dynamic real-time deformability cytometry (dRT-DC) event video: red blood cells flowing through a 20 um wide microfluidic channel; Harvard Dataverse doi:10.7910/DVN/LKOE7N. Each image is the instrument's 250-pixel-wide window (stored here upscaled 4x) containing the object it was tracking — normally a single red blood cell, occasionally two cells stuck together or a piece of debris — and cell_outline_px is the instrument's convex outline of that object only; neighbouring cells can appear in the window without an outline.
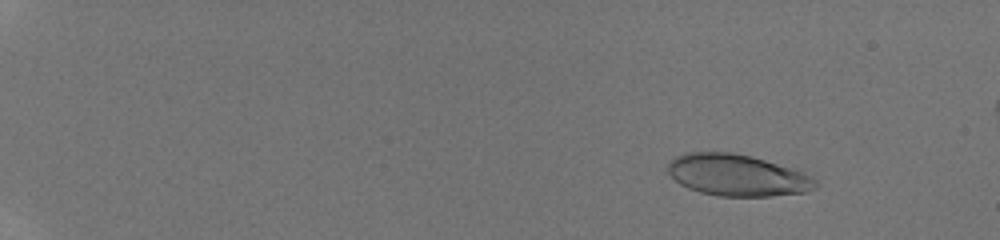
{"species": "human", "species_latin": "Homo sapiens", "temperature_condition": "room temperature", "stored_images_in_passage": 42, "camera_frame_rate_fps": 3000, "um_per_image_px": 0.085, "donor": {"sex": "male"}, "frame": {"image": 1, "passage_image": 1, "time_ms": 0.0, "image_size_px": [1000, 240], "cell_outline_px": [[820, 184], [816, 188], [804, 192], [772, 196], [720, 196], [700, 192], [688, 188], [680, 184], [668, 172], [668, 164], [676, 156], [684, 152], [732, 152], [752, 156], [804, 168]], "centroid_in_image_um": [62.79, 14.87], "position_along_channel_um": 22.2, "area_um2": 36.7}}
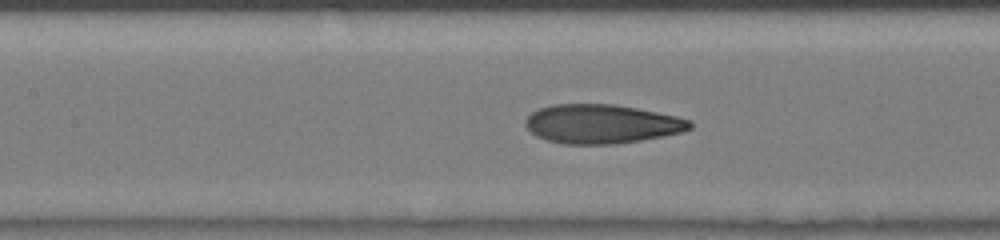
{"frame": {"image": 2, "passage_image": 20, "time_ms": 6.333, "image_size_px": [1000, 240], "cell_outline_px": [[692, 128], [684, 132], [640, 140], [616, 144], [564, 144], [548, 140], [536, 136], [524, 124], [524, 120], [532, 112], [540, 108], [552, 104], [612, 104], [636, 108], [676, 116], [692, 120]], "centroid_in_image_um": [51.15, 10.53], "position_along_channel_um": 156.3, "area_um2": 37.4}}
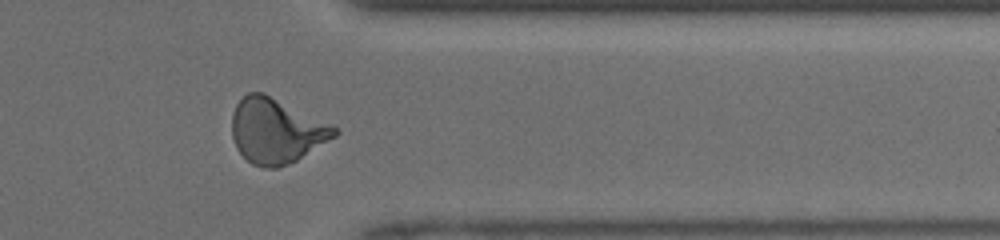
{"frame": {"image": 3, "passage_image": 35, "time_ms": 11.333, "image_size_px": [1000, 240], "cell_outline_px": [[340, 132], [336, 136], [296, 160], [288, 164], [276, 168], [264, 168], [252, 164], [236, 148], [232, 136], [232, 112], [236, 104], [248, 92], [264, 92], [332, 124], [340, 128]], "centroid_in_image_um": [23.48, 11.11], "position_along_channel_um": 387.9, "area_um2": 38.9}}